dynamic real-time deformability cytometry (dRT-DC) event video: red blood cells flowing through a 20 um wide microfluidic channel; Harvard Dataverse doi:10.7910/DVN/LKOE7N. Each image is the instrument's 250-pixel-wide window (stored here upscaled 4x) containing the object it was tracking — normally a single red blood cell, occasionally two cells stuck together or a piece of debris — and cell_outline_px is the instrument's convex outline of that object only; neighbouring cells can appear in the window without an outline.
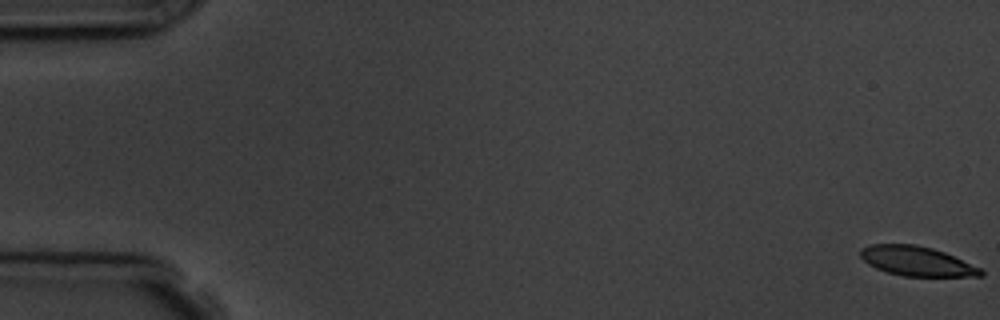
{"species": "common noctule bat (a hibernating species)", "species_latin": "Nyctalus noctula", "temperature_condition": "room temperature", "stored_images_in_passage": 7, "camera_frame_rate_fps": 3000, "um_per_image_px": 0.085, "animal": {"sex": "male", "body_mass_g": 19.5, "forearm_length_mm": 54.6}, "frame": {"image": 1, "passage_image": 1, "time_ms": 0.0, "image_size_px": [1000, 320], "cell_outline_px": [[984, 276], [904, 276], [888, 272], [876, 268], [868, 264], [860, 256], [860, 248], [868, 244], [916, 244], [932, 248], [944, 252], [980, 268], [984, 272]], "centroid_in_image_um": [77.89, 22.19], "position_along_channel_um": 7.1, "area_um2": 20.63}}
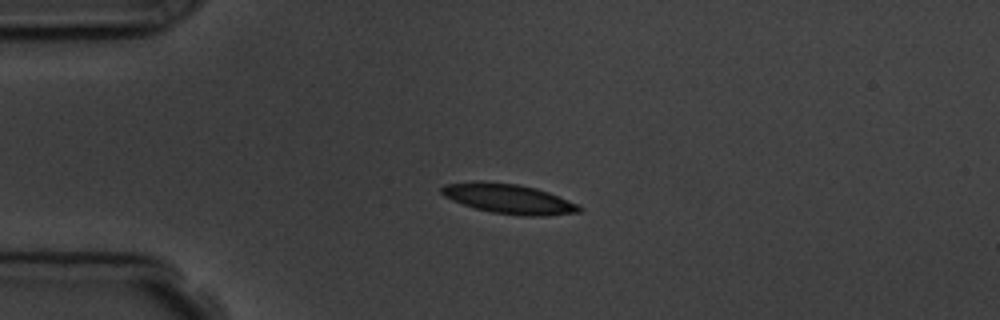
{"frame": {"image": 2, "passage_image": 5, "time_ms": 4.333, "image_size_px": [1000, 320], "cell_outline_px": [[584, 208], [580, 212], [548, 216], [520, 216], [492, 212], [476, 208], [452, 200], [444, 196], [440, 192], [440, 188], [444, 184], [476, 180], [480, 180], [516, 184], [536, 188], [548, 192], [576, 204]], "centroid_in_image_um": [43.21, 16.89], "position_along_channel_um": 41.8, "area_um2": 23.93}}